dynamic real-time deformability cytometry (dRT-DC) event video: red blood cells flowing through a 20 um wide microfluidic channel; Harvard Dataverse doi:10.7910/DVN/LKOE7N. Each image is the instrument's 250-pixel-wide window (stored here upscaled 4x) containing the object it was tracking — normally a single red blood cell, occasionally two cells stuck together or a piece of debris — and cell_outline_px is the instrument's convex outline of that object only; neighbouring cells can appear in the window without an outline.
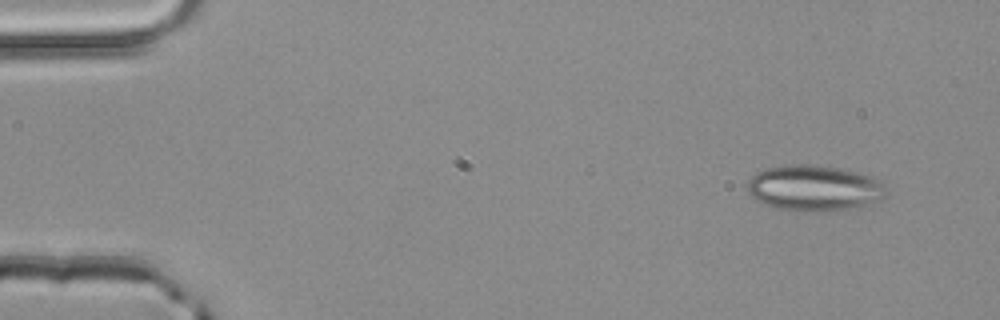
{"species": "common noctule bat (a hibernating species)", "species_latin": "Nyctalus noctula", "temperature_condition": "room temperature", "stored_images_in_passage": 49, "camera_frame_rate_fps": 3000, "um_per_image_px": 0.085, "animal": {"sex": "male", "body_mass_g": 20.4}, "frame": {"image": 1, "passage_image": 1, "time_ms": 0.0, "image_size_px": [1000, 320], "cell_outline_px": [[888, 196], [884, 200], [852, 208], [816, 212], [792, 212], [760, 204], [748, 192], [748, 180], [756, 172], [768, 168], [784, 164], [808, 164], [840, 168], [860, 172], [872, 176], [880, 180], [884, 184], [888, 192]], "centroid_in_image_um": [69.24, 16.0], "position_along_channel_um": 15.8, "area_um2": 37.97}}
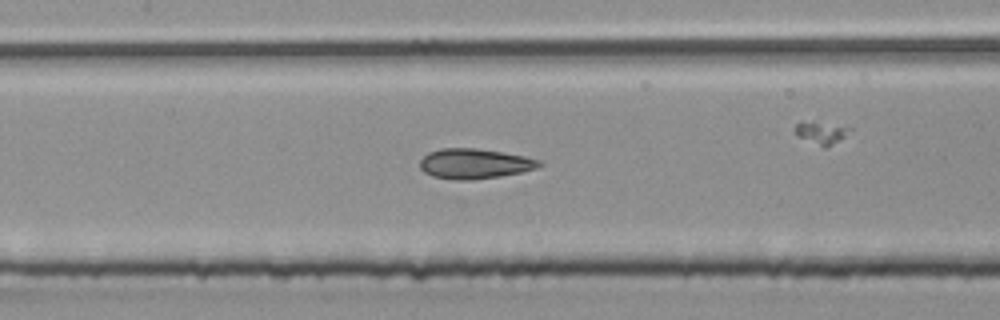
{"frame": {"image": 2, "passage_image": 21, "time_ms": 6.667, "image_size_px": [1000, 320], "cell_outline_px": [[544, 164], [536, 168], [520, 172], [500, 176], [472, 180], [456, 180], [432, 176], [424, 172], [420, 168], [420, 160], [428, 152], [440, 148], [476, 148], [524, 156], [540, 160]], "centroid_in_image_um": [40.31, 13.91], "position_along_channel_um": 167.1, "area_um2": 20.87}}
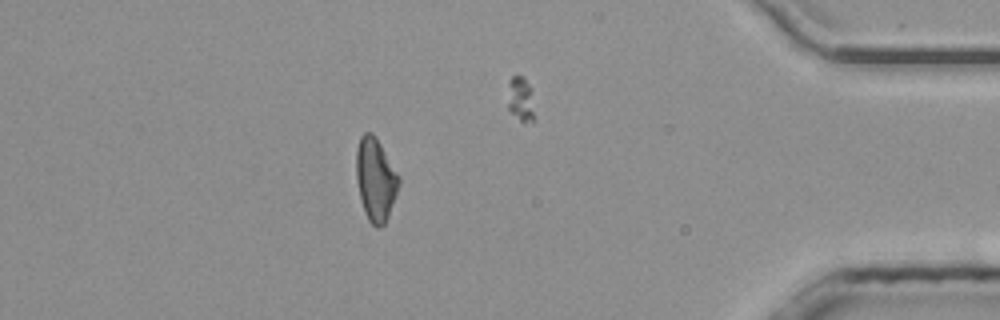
{"frame": {"image": 3, "passage_image": 42, "time_ms": 13.667, "image_size_px": [1000, 320], "cell_outline_px": [[400, 184], [388, 216], [384, 224], [380, 228], [376, 228], [368, 220], [364, 212], [356, 180], [356, 148], [360, 136], [364, 132], [372, 132], [376, 136], [400, 176]], "centroid_in_image_um": [31.92, 15.23], "position_along_channel_um": 403.3, "area_um2": 20.81}, "authors_computed_cell_mechanics": {"area_um2": 20.808, "velocity_mm_per_s": 4.0457, "shape_relaxation_time_tau1_ms": 6.4784, "shape_relaxation_time_tau2_ms": 1.7644, "deformation_change_tau1": 0.1423, "deformation_change_tau2": 0.0838}}